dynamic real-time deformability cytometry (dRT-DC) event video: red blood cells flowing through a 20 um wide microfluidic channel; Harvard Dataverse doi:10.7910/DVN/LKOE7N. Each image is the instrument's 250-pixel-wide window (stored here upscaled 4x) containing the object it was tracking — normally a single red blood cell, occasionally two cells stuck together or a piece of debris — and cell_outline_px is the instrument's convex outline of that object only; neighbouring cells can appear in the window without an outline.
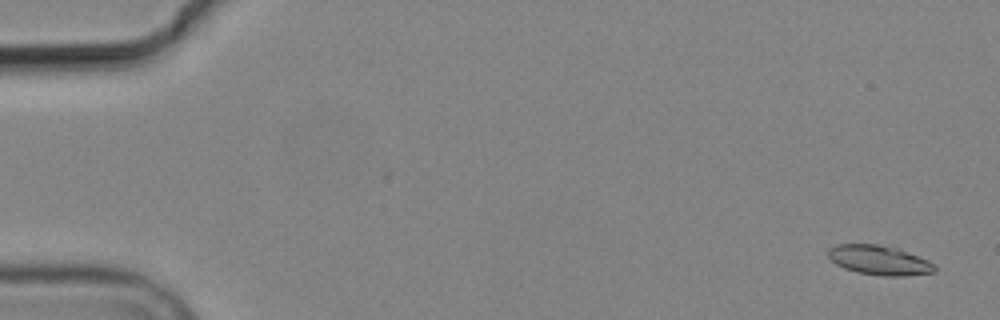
{"species": "common noctule bat (a hibernating species)", "species_latin": "Nyctalus noctula", "temperature_condition": "cold", "stored_images_in_passage": 5, "camera_frame_rate_fps": 3000, "um_per_image_px": 0.085, "animal": {"sex": "male", "body_mass_g": 19.2, "forearm_length_mm": 51.8}, "frame": {"image": 1, "passage_image": 1, "time_ms": 0.0, "image_size_px": [1000, 320], "cell_outline_px": [[936, 272], [904, 276], [884, 276], [856, 272], [844, 268], [836, 264], [828, 256], [828, 248], [836, 244], [876, 244], [900, 248], [928, 260], [936, 264]], "centroid_in_image_um": [74.76, 22.11], "position_along_channel_um": 10.2, "area_um2": 18.55}}
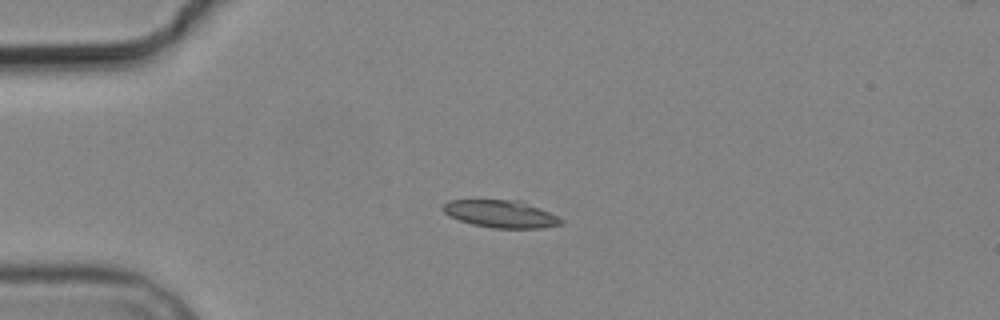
{"frame": {"image": 2, "passage_image": 4, "time_ms": 4.0, "image_size_px": [1000, 320], "cell_outline_px": [[564, 220], [560, 224], [544, 228], [492, 228], [472, 224], [448, 216], [440, 208], [448, 200], [520, 200], [548, 212]], "centroid_in_image_um": [42.52, 18.18], "position_along_channel_um": 42.5, "area_um2": 18.79}}